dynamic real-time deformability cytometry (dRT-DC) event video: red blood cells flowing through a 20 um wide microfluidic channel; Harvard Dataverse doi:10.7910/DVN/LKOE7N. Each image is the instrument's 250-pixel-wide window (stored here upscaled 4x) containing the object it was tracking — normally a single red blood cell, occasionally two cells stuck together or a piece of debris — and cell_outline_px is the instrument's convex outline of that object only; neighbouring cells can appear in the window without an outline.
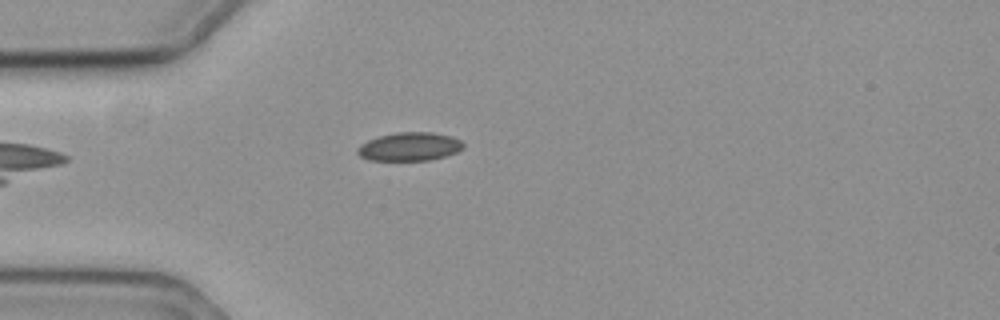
{"species": "common noctule bat (a hibernating species)", "species_latin": "Nyctalus noctula", "temperature_condition": "cold", "stored_images_in_passage": 43, "camera_frame_rate_fps": 3000, "um_per_image_px": 0.085, "animal": {"sex": "female", "body_mass_g": 19.3, "forearm_length_mm": 54.1}, "frame": {"image": 1, "passage_image": 1, "time_ms": 0.0, "image_size_px": [1000, 320], "cell_outline_px": [[464, 148], [456, 152], [444, 156], [428, 160], [368, 160], [360, 156], [356, 152], [356, 148], [360, 144], [368, 140], [380, 136], [396, 132], [432, 132], [452, 136], [460, 140], [464, 144]], "centroid_in_image_um": [34.8, 12.46], "position_along_channel_um": 50.2, "area_um2": 17.57}}
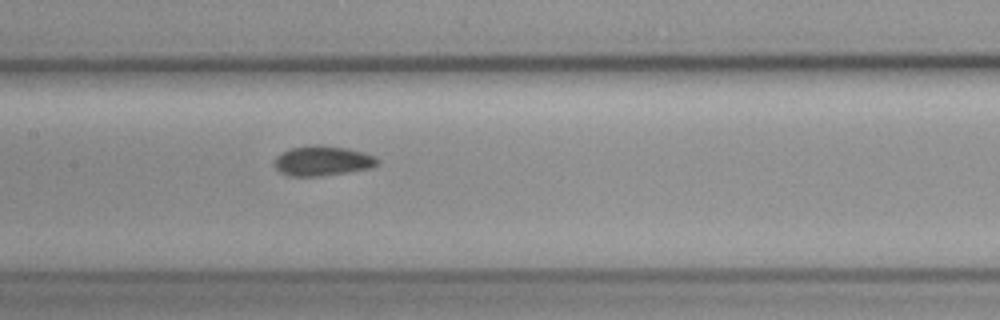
{"frame": {"image": 2, "passage_image": 13, "time_ms": 4.0, "image_size_px": [1000, 320], "cell_outline_px": [[380, 160], [372, 168], [320, 176], [288, 176], [280, 172], [276, 168], [276, 156], [292, 148], [312, 144], [320, 144], [348, 148], [364, 152], [376, 156]], "centroid_in_image_um": [27.45, 13.66], "position_along_channel_um": 179.9, "area_um2": 17.98}}
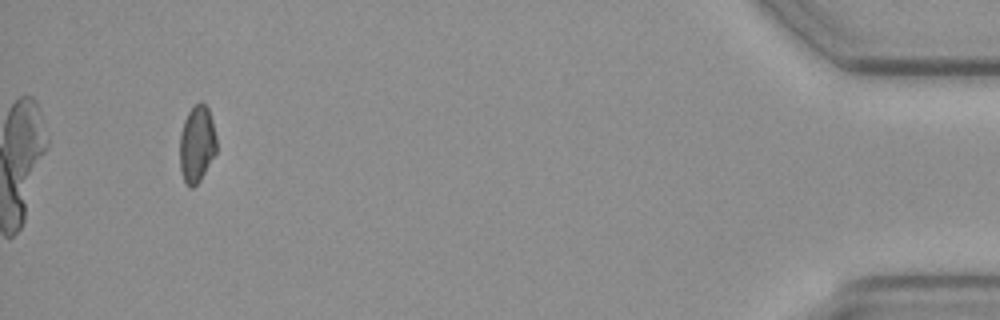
{"frame": {"image": 3, "passage_image": 40, "time_ms": 13.0, "image_size_px": [1000, 320], "cell_outline_px": [[216, 152], [200, 180], [192, 188], [188, 188], [184, 180], [180, 168], [180, 132], [184, 120], [188, 112], [200, 100], [208, 108], [212, 120], [216, 136]], "centroid_in_image_um": [16.72, 12.24], "position_along_channel_um": 418.5, "area_um2": 16.42}, "authors_computed_cell_mechanics": {"area_um2": 17.2244, "velocity_mm_per_s": 3.5348, "shape_relaxation_time_tau1_ms": null, "shape_relaxation_time_tau2_ms": 6.8846, "deformation_change_tau1": null, "deformation_change_tau2": 0.1158}}